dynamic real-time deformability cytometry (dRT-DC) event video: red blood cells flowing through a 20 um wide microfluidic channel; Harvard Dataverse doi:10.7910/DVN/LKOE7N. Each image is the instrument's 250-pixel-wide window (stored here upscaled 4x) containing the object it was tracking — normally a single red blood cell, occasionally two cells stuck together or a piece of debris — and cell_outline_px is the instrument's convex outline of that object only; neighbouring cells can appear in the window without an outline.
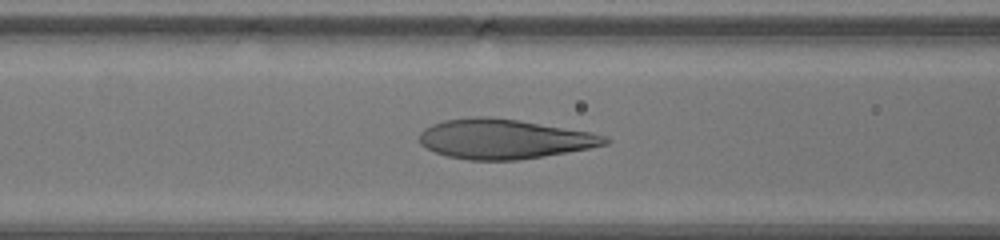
{"species": "human", "species_latin": "Homo sapiens", "temperature_condition": "warm", "stored_images_in_passage": 30, "camera_frame_rate_fps": 3000, "um_per_image_px": 0.085, "donor": {"sex": "male"}, "frame": {"image": 1, "passage_image": 11, "time_ms": 3.333, "image_size_px": [1000, 240], "cell_outline_px": [[612, 140], [608, 144], [588, 148], [544, 156], [516, 160], [468, 160], [448, 156], [436, 152], [420, 144], [420, 132], [424, 128], [432, 124], [444, 120], [476, 116], [488, 116], [516, 120], [588, 132], [608, 136]], "centroid_in_image_um": [42.83, 11.81], "position_along_channel_um": 123.8, "area_um2": 42.54}}
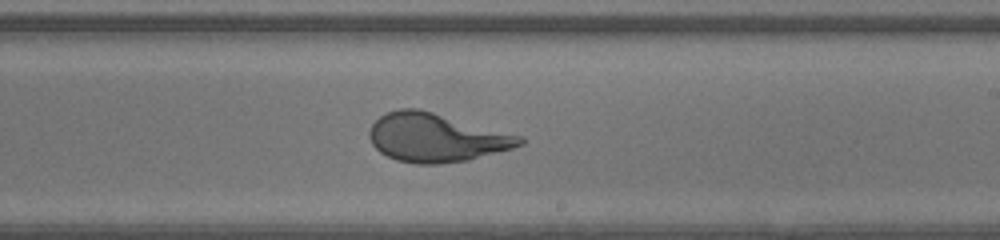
{"frame": {"image": 2, "passage_image": 19, "time_ms": 6.0, "image_size_px": [1000, 240], "cell_outline_px": [[524, 144], [512, 148], [468, 160], [440, 164], [416, 164], [396, 160], [380, 152], [372, 144], [368, 136], [368, 132], [372, 124], [384, 112], [400, 108], [420, 108], [524, 136]], "centroid_in_image_um": [37.07, 11.68], "position_along_channel_um": 251.9, "area_um2": 42.95}}
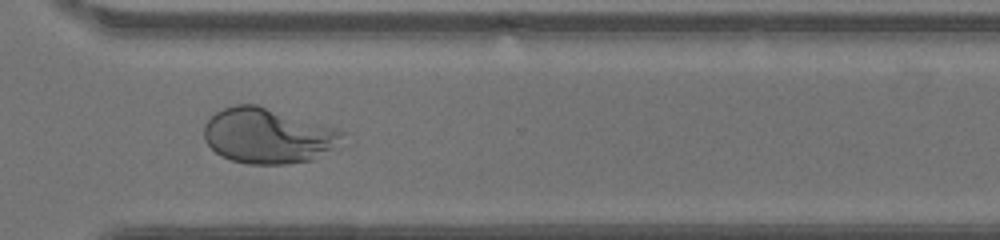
{"frame": {"image": 3, "passage_image": 25, "time_ms": 8.0, "image_size_px": [1000, 240], "cell_outline_px": [[348, 132], [328, 148], [312, 160], [288, 164], [248, 164], [232, 160], [220, 156], [204, 140], [204, 124], [216, 112], [224, 108], [236, 104], [256, 104], [336, 128]], "centroid_in_image_um": [22.69, 11.53], "position_along_channel_um": 347.9, "area_um2": 43.93}}